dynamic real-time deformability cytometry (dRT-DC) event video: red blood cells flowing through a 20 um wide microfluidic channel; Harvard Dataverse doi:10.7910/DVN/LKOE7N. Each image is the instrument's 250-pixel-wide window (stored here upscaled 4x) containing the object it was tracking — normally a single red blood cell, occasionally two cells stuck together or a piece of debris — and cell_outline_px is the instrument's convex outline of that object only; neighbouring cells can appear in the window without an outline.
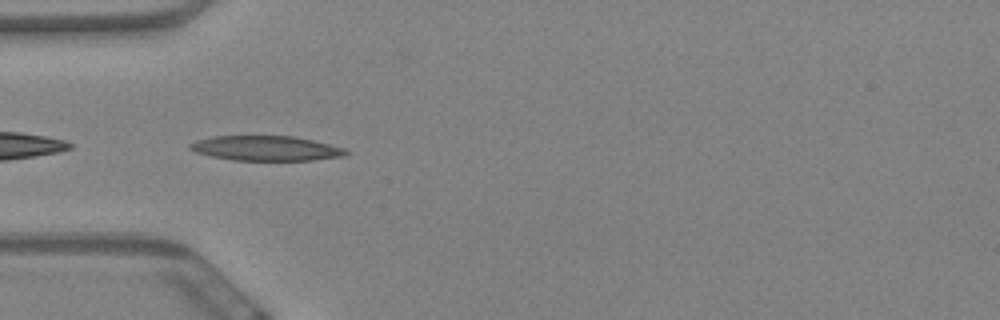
{"species": "Egyptian fruit bat (a non-hibernating species)", "species_latin": "Rousettus aegyptiacus", "temperature_condition": "warm", "stored_images_in_passage": 43, "camera_frame_rate_fps": 3000, "um_per_image_px": 0.085, "animal": {"sex": "female"}, "frame": {"image": 1, "passage_image": 2, "time_ms": 0.333, "image_size_px": [1000, 320], "cell_outline_px": [[348, 152], [344, 156], [312, 160], [232, 160], [212, 156], [196, 152], [188, 148], [188, 144], [196, 140], [212, 136], [296, 136], [344, 148]], "centroid_in_image_um": [22.57, 12.6], "position_along_channel_um": 62.4, "area_um2": 22.48}}
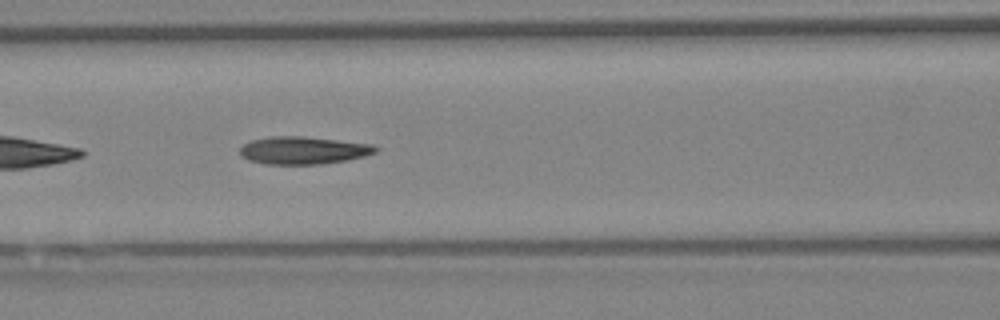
{"frame": {"image": 2, "passage_image": 9, "time_ms": 2.667, "image_size_px": [1000, 320], "cell_outline_px": [[380, 148], [376, 152], [364, 156], [348, 160], [320, 164], [264, 164], [248, 160], [240, 156], [240, 148], [244, 144], [252, 140], [268, 136], [304, 136], [372, 144]], "centroid_in_image_um": [25.77, 12.78], "position_along_channel_um": 140.8, "area_um2": 21.96}}
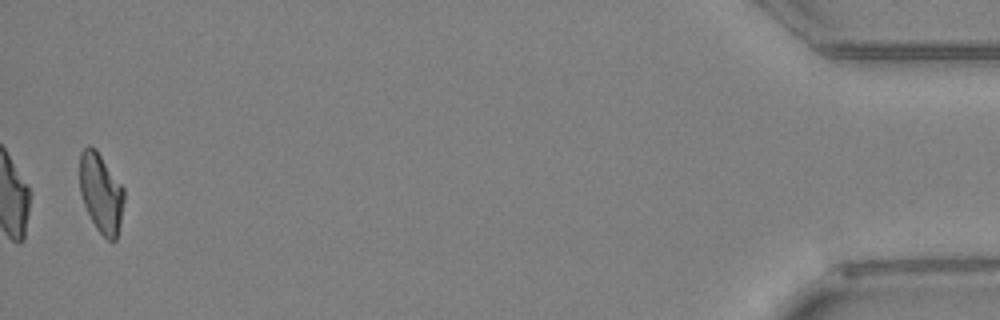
{"frame": {"image": 3, "passage_image": 42, "time_ms": 13.667, "image_size_px": [1000, 320], "cell_outline_px": [[124, 200], [120, 224], [116, 240], [108, 240], [96, 228], [84, 204], [80, 192], [80, 152], [88, 144], [96, 148], [124, 188]], "centroid_in_image_um": [8.59, 16.37], "position_along_channel_um": 426.6, "area_um2": 20.46}, "authors_computed_cell_mechanics": {"area_um2": 21.386, "velocity_mm_per_s": 3.4228, "shape_relaxation_time_tau1_ms": null, "shape_relaxation_time_tau2_ms": 3.0655, "deformation_change_tau1": null, "deformation_change_tau2": 0.1123}}